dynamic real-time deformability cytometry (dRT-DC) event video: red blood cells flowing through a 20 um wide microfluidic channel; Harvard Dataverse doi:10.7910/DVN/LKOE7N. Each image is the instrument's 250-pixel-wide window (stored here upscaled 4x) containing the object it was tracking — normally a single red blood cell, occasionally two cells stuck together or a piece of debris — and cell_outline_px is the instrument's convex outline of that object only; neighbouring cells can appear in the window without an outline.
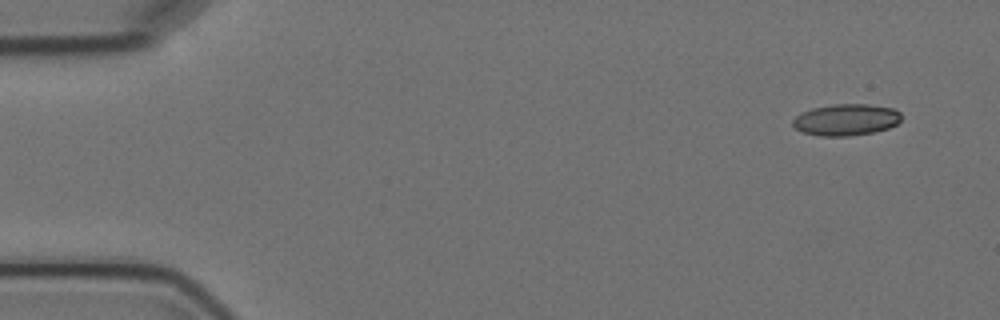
{"species": "Egyptian fruit bat (a non-hibernating species)", "species_latin": "Rousettus aegyptiacus", "temperature_condition": "cold", "stored_images_in_passage": 5, "camera_frame_rate_fps": 3000, "um_per_image_px": 0.085, "animal": {"sex": "female"}, "frame": {"image": 1, "passage_image": 1, "time_ms": 0.0, "image_size_px": [1000, 320], "cell_outline_px": [[900, 120], [896, 124], [888, 128], [872, 132], [848, 136], [820, 136], [804, 132], [796, 128], [792, 124], [792, 120], [796, 116], [812, 108], [832, 104], [868, 104], [892, 108], [900, 112]], "centroid_in_image_um": [71.91, 10.17], "position_along_channel_um": 13.1, "area_um2": 19.77}}
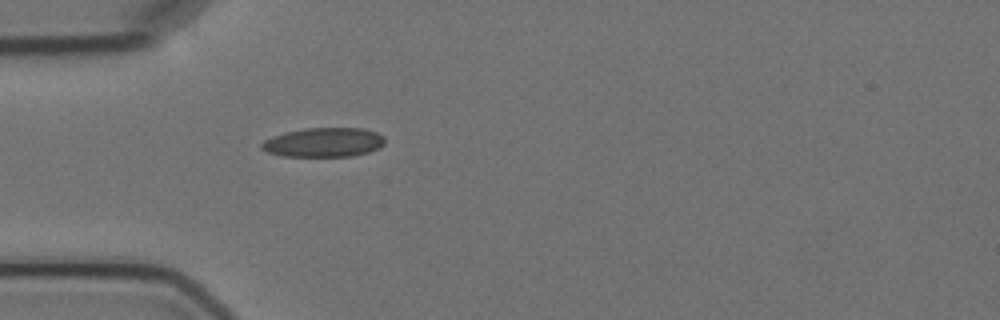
{"frame": {"image": 2, "passage_image": 5, "time_ms": 4.333, "image_size_px": [1000, 320], "cell_outline_px": [[384, 144], [380, 148], [368, 152], [352, 156], [284, 156], [268, 152], [260, 148], [260, 144], [264, 140], [272, 136], [284, 132], [304, 128], [364, 128], [376, 132], [384, 136]], "centroid_in_image_um": [27.52, 12.09], "position_along_channel_um": 57.5, "area_um2": 21.15}}